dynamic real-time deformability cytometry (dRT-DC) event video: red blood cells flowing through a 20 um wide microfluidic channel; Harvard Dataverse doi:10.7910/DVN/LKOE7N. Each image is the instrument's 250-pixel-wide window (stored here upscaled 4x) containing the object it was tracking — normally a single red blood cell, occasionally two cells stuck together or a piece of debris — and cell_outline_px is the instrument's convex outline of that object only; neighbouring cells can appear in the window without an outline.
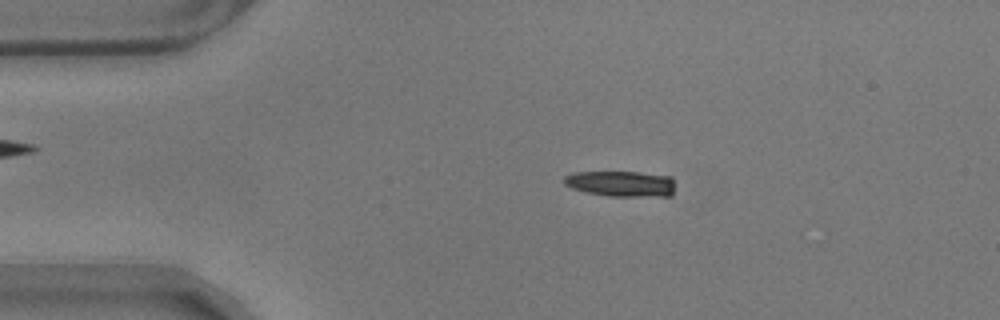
{"species": "common noctule bat (a hibernating species)", "species_latin": "Nyctalus noctula", "temperature_condition": "warm", "stored_images_in_passage": 26, "camera_frame_rate_fps": 3000, "um_per_image_px": 0.085, "animal": {"sex": "male", "body_mass_g": 17.9}, "frame": {"image": 1, "passage_image": 12, "time_ms": 3.667, "image_size_px": [1000, 320], "cell_outline_px": [[672, 196], [608, 196], [588, 192], [572, 188], [564, 184], [564, 176], [572, 172], [640, 172], [672, 176]], "centroid_in_image_um": [52.78, 15.6], "position_along_channel_um": 32.2, "area_um2": 16.59}}
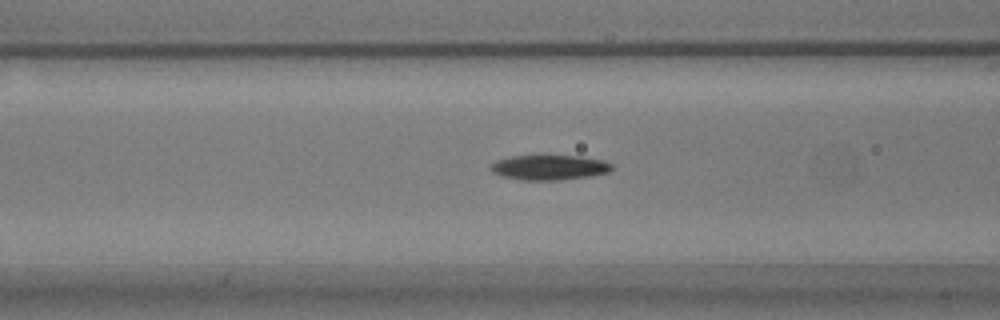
{"frame": {"image": 2, "passage_image": 23, "time_ms": 7.333, "image_size_px": [1000, 320], "cell_outline_px": [[612, 168], [608, 172], [588, 176], [560, 180], [520, 180], [500, 176], [492, 172], [488, 168], [496, 160], [512, 156], [580, 156], [604, 160], [612, 164]], "centroid_in_image_um": [46.65, 14.23], "position_along_channel_um": 119.9, "area_um2": 17.63}}
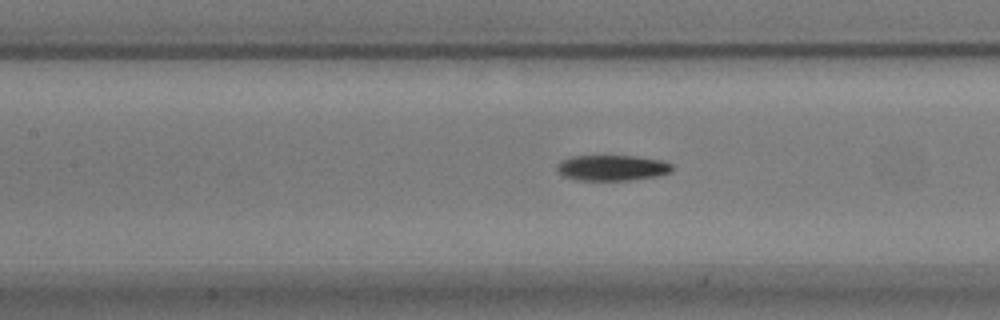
{"frame": {"image": 3, "passage_image": 26, "time_ms": 8.333, "image_size_px": [1000, 320], "cell_outline_px": [[672, 172], [656, 176], [628, 180], [576, 180], [564, 176], [556, 172], [556, 164], [560, 160], [572, 156], [636, 156], [664, 160], [672, 164]], "centroid_in_image_um": [52.0, 14.26], "position_along_channel_um": 155.4, "area_um2": 17.4}}